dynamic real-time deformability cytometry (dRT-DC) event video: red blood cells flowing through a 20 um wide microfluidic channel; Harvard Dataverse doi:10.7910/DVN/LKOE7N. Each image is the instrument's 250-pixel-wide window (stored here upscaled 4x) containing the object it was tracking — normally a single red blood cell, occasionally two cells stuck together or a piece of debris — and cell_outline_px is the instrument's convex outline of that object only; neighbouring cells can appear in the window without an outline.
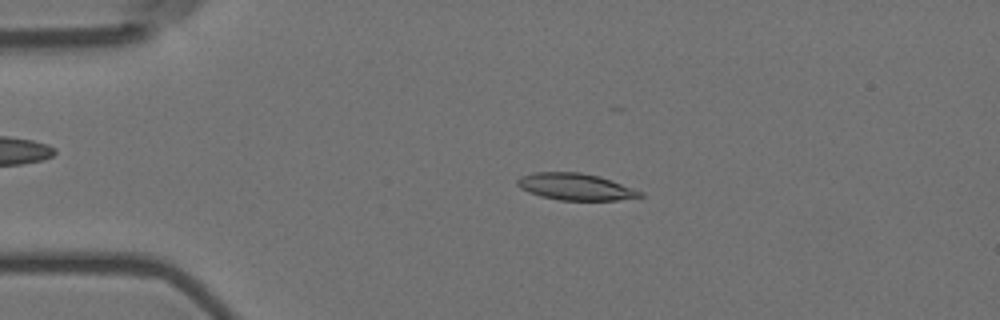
{"species": "Egyptian fruit bat (a non-hibernating species)", "species_latin": "Rousettus aegyptiacus", "temperature_condition": "room temperature", "stored_images_in_passage": 56, "camera_frame_rate_fps": 3000, "um_per_image_px": 0.085, "animal": {"sex": "female"}, "frame": {"image": 1, "passage_image": 12, "time_ms": 3.667, "image_size_px": [1000, 320], "cell_outline_px": [[644, 196], [616, 200], [560, 200], [540, 196], [528, 192], [520, 188], [516, 184], [516, 180], [520, 176], [532, 172], [580, 172], [600, 176], [644, 192]], "centroid_in_image_um": [48.89, 15.86], "position_along_channel_um": 36.1, "area_um2": 19.25}}
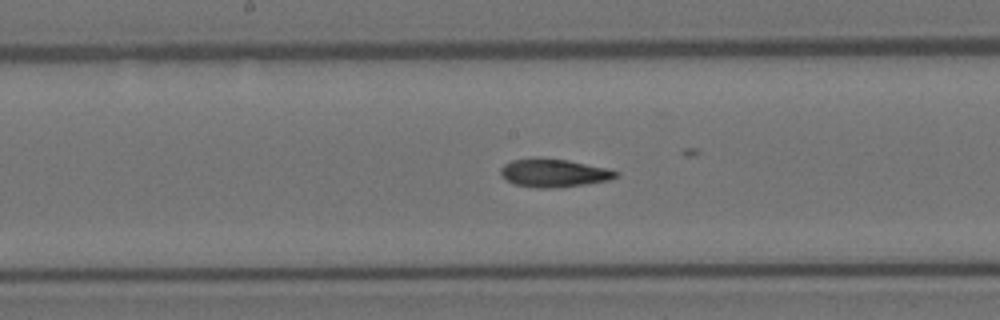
{"frame": {"image": 2, "passage_image": 29, "time_ms": 9.333, "image_size_px": [1000, 320], "cell_outline_px": [[620, 176], [608, 180], [584, 184], [552, 188], [536, 188], [516, 184], [504, 180], [500, 176], [500, 168], [504, 164], [512, 160], [540, 156], [568, 160], [608, 168], [620, 172]], "centroid_in_image_um": [47.05, 14.68], "position_along_channel_um": 201.2, "area_um2": 19.31}}
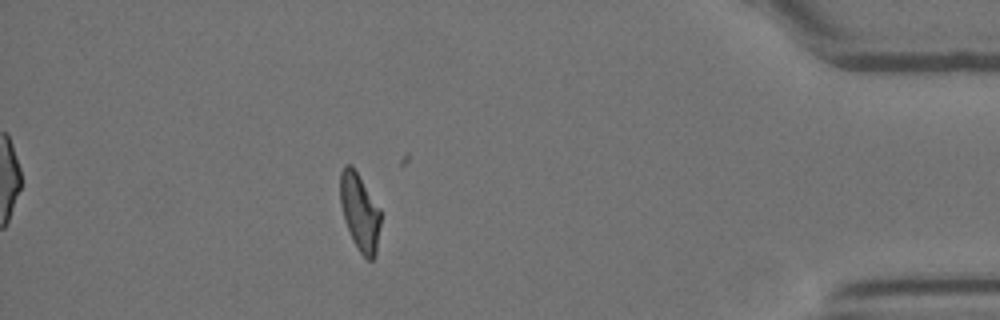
{"frame": {"image": 3, "passage_image": 50, "time_ms": 16.333, "image_size_px": [1000, 320], "cell_outline_px": [[380, 224], [376, 252], [372, 260], [368, 260], [356, 248], [352, 240], [344, 220], [340, 204], [340, 172], [344, 164], [352, 164], [380, 208]], "centroid_in_image_um": [30.56, 18.0], "position_along_channel_um": 404.6, "area_um2": 18.32}, "authors_computed_cell_mechanics": {"area_um2": 18.7272, "velocity_mm_per_s": 3.5713, "shape_relaxation_time_tau1_ms": 10.5373, "shape_relaxation_time_tau2_ms": 3.4891, "deformation_change_tau1": 0.2699, "deformation_change_tau2": 0.1117}}